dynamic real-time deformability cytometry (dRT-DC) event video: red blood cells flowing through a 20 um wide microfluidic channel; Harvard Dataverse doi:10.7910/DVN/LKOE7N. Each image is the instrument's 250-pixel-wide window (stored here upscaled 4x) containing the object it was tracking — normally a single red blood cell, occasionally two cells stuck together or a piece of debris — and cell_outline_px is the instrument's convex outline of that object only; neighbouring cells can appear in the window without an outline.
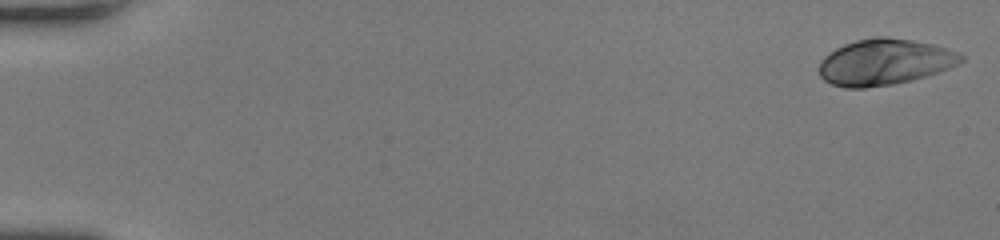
{"species": "human", "species_latin": "Homo sapiens", "temperature_condition": "room temperature", "stored_images_in_passage": 49, "camera_frame_rate_fps": 3000, "um_per_image_px": 0.085, "donor": {"sex": "female"}, "frame": {"image": 1, "passage_image": 1, "time_ms": 0.0, "image_size_px": [1000, 240], "cell_outline_px": [[964, 60], [960, 64], [940, 72], [912, 80], [892, 84], [864, 88], [844, 88], [832, 84], [824, 80], [820, 76], [816, 68], [820, 60], [828, 52], [844, 44], [856, 40], [876, 36], [884, 36], [912, 40], [932, 44], [960, 52], [964, 56]], "centroid_in_image_um": [75.17, 5.27], "position_along_channel_um": 9.8, "area_um2": 38.61}}
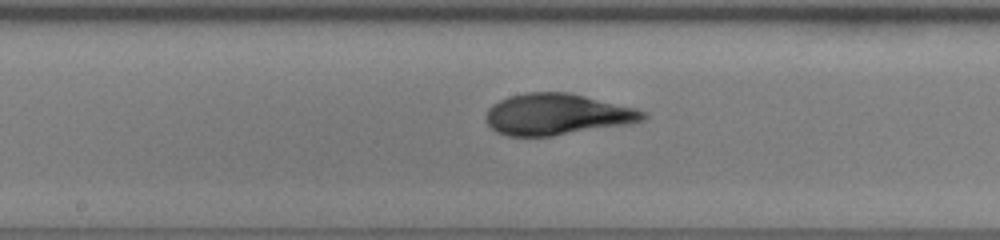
{"frame": {"image": 2, "passage_image": 27, "time_ms": 8.667, "image_size_px": [1000, 240], "cell_outline_px": [[648, 116], [644, 120], [624, 124], [552, 136], [508, 136], [496, 132], [484, 120], [484, 116], [488, 108], [492, 104], [508, 96], [528, 92], [568, 92], [636, 108], [644, 112]], "centroid_in_image_um": [47.28, 9.71], "position_along_channel_um": 200.9, "area_um2": 37.63}}
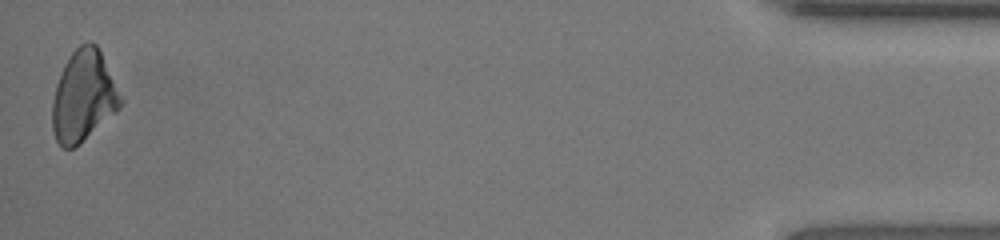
{"frame": {"image": 3, "passage_image": 49, "time_ms": 16.0, "image_size_px": [1000, 240], "cell_outline_px": [[124, 100], [120, 108], [116, 112], [80, 144], [72, 148], [60, 148], [52, 132], [52, 100], [56, 84], [64, 64], [68, 56], [80, 44], [88, 40], [96, 44]], "centroid_in_image_um": [7.08, 8.19], "position_along_channel_um": 428.1, "area_um2": 36.41}, "authors_computed_cell_mechanics": {"area_um2": 36.9342, "velocity_mm_per_s": 4.2838, "shape_relaxation_time_tau1_ms": 6.5924, "shape_relaxation_time_tau2_ms": 0.8274, "deformation_change_tau1": 0.2139, "deformation_change_tau2": 0.0329}}